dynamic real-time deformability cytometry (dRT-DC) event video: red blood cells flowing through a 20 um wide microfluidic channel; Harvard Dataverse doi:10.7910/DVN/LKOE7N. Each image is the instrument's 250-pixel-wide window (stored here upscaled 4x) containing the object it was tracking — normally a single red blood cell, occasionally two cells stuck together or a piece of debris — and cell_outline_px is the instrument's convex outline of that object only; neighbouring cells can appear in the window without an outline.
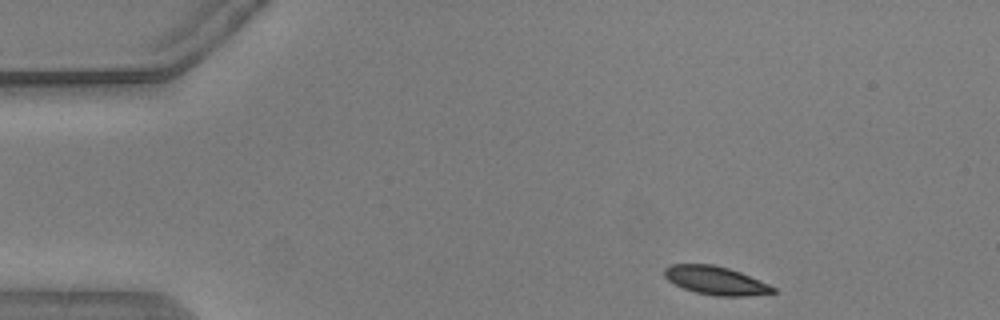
{"species": "common noctule bat (a hibernating species)", "species_latin": "Nyctalus noctula", "temperature_condition": "warm", "stored_images_in_passage": 47, "camera_frame_rate_fps": 3000, "um_per_image_px": 0.085, "animal": {"sex": "male", "body_mass_g": 20.5, "forearm_length_mm": 52.5}, "frame": {"image": 1, "passage_image": 1, "time_ms": 0.0, "image_size_px": [1000, 320], "cell_outline_px": [[776, 292], [744, 296], [716, 296], [696, 292], [684, 288], [668, 280], [664, 276], [664, 268], [668, 264], [712, 264], [728, 268], [740, 272], [768, 284], [776, 288]], "centroid_in_image_um": [60.8, 23.83], "position_along_channel_um": 24.2, "area_um2": 17.8}}
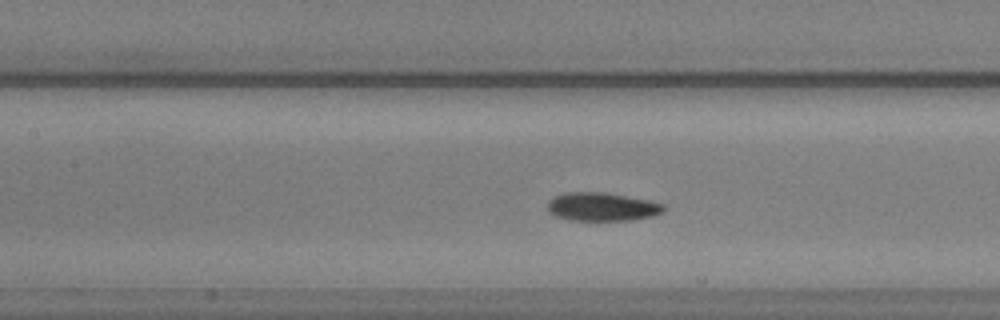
{"frame": {"image": 2, "passage_image": 18, "time_ms": 5.667, "image_size_px": [1000, 320], "cell_outline_px": [[664, 212], [652, 216], [632, 220], [568, 220], [556, 216], [548, 212], [548, 204], [556, 196], [564, 192], [604, 192], [648, 200], [664, 204]], "centroid_in_image_um": [51.18, 17.58], "position_along_channel_um": 156.2, "area_um2": 19.13}}
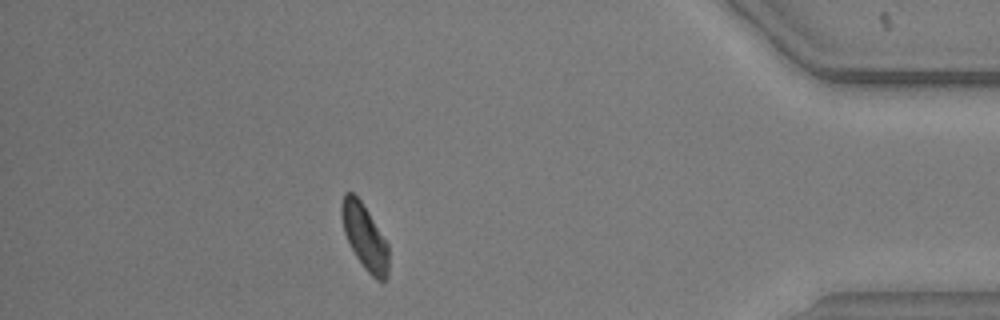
{"frame": {"image": 3, "passage_image": 42, "time_ms": 13.667, "image_size_px": [1000, 320], "cell_outline_px": [[388, 276], [384, 280], [376, 280], [364, 268], [356, 256], [344, 232], [340, 216], [340, 204], [344, 192], [352, 192], [360, 200], [368, 212], [388, 244]], "centroid_in_image_um": [30.97, 20.11], "position_along_channel_um": 404.2, "area_um2": 17.74}}